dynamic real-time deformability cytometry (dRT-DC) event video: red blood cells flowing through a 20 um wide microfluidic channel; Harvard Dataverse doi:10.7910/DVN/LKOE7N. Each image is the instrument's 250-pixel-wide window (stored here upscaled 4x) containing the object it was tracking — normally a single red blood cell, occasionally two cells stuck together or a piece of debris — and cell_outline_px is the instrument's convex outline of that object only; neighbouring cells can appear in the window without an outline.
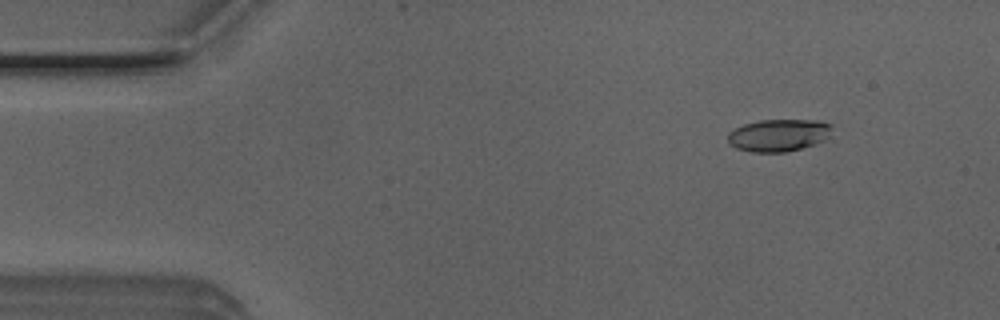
{"species": "Egyptian fruit bat (a non-hibernating species)", "species_latin": "Rousettus aegyptiacus", "temperature_condition": "room temperature", "stored_images_in_passage": 13, "camera_frame_rate_fps": 3000, "um_per_image_px": 0.085, "animal": {"sex": "male"}, "frame": {"image": 1, "passage_image": 6, "time_ms": 1.667, "image_size_px": [1000, 320], "cell_outline_px": [[832, 128], [828, 136], [824, 140], [800, 148], [784, 152], [752, 152], [736, 148], [728, 144], [728, 132], [744, 124], [760, 120], [820, 120], [832, 124]], "centroid_in_image_um": [66.16, 11.48], "position_along_channel_um": 18.8, "area_um2": 19.54}}